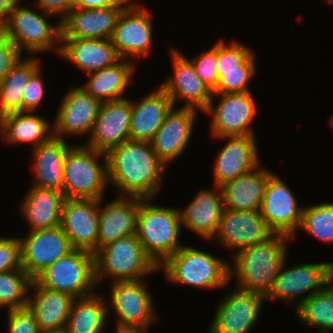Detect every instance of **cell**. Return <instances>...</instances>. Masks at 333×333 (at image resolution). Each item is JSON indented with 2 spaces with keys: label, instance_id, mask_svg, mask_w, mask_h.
Here are the masks:
<instances>
[{
  "label": "cell",
  "instance_id": "1",
  "mask_svg": "<svg viewBox=\"0 0 333 333\" xmlns=\"http://www.w3.org/2000/svg\"><path fill=\"white\" fill-rule=\"evenodd\" d=\"M109 184L120 196L153 198L161 188L168 166L154 153L148 141L127 140L107 153Z\"/></svg>",
  "mask_w": 333,
  "mask_h": 333
},
{
  "label": "cell",
  "instance_id": "2",
  "mask_svg": "<svg viewBox=\"0 0 333 333\" xmlns=\"http://www.w3.org/2000/svg\"><path fill=\"white\" fill-rule=\"evenodd\" d=\"M291 239L290 236L273 233L266 240L234 253V266L230 264L229 267L230 280L235 275L239 280L237 287L266 297L286 259L287 243Z\"/></svg>",
  "mask_w": 333,
  "mask_h": 333
},
{
  "label": "cell",
  "instance_id": "3",
  "mask_svg": "<svg viewBox=\"0 0 333 333\" xmlns=\"http://www.w3.org/2000/svg\"><path fill=\"white\" fill-rule=\"evenodd\" d=\"M143 199L137 214L136 235L145 252L160 266L184 244L179 243L180 208L152 205Z\"/></svg>",
  "mask_w": 333,
  "mask_h": 333
},
{
  "label": "cell",
  "instance_id": "4",
  "mask_svg": "<svg viewBox=\"0 0 333 333\" xmlns=\"http://www.w3.org/2000/svg\"><path fill=\"white\" fill-rule=\"evenodd\" d=\"M229 267V262L211 253L183 245L159 266V271L165 272L168 282L212 290L231 282Z\"/></svg>",
  "mask_w": 333,
  "mask_h": 333
},
{
  "label": "cell",
  "instance_id": "5",
  "mask_svg": "<svg viewBox=\"0 0 333 333\" xmlns=\"http://www.w3.org/2000/svg\"><path fill=\"white\" fill-rule=\"evenodd\" d=\"M63 177L65 198L103 199L109 185L106 153L73 145L65 156Z\"/></svg>",
  "mask_w": 333,
  "mask_h": 333
},
{
  "label": "cell",
  "instance_id": "6",
  "mask_svg": "<svg viewBox=\"0 0 333 333\" xmlns=\"http://www.w3.org/2000/svg\"><path fill=\"white\" fill-rule=\"evenodd\" d=\"M96 282L113 277L112 282L143 279L159 266L145 252L136 234L106 244L94 253Z\"/></svg>",
  "mask_w": 333,
  "mask_h": 333
},
{
  "label": "cell",
  "instance_id": "7",
  "mask_svg": "<svg viewBox=\"0 0 333 333\" xmlns=\"http://www.w3.org/2000/svg\"><path fill=\"white\" fill-rule=\"evenodd\" d=\"M39 286L65 292L75 298L94 294L97 287L95 257L90 251L73 249L33 279Z\"/></svg>",
  "mask_w": 333,
  "mask_h": 333
},
{
  "label": "cell",
  "instance_id": "8",
  "mask_svg": "<svg viewBox=\"0 0 333 333\" xmlns=\"http://www.w3.org/2000/svg\"><path fill=\"white\" fill-rule=\"evenodd\" d=\"M21 1L18 0L14 4L7 21L2 26L7 35L20 51L26 49L29 54L30 52L35 54L54 50L59 54L61 23L58 22L56 26L49 24L46 18L52 15L44 12L41 15L31 8L21 7Z\"/></svg>",
  "mask_w": 333,
  "mask_h": 333
},
{
  "label": "cell",
  "instance_id": "9",
  "mask_svg": "<svg viewBox=\"0 0 333 333\" xmlns=\"http://www.w3.org/2000/svg\"><path fill=\"white\" fill-rule=\"evenodd\" d=\"M144 280L112 282L107 308L108 317L110 310H114L118 317L116 327L148 329L152 322H157L152 295Z\"/></svg>",
  "mask_w": 333,
  "mask_h": 333
},
{
  "label": "cell",
  "instance_id": "10",
  "mask_svg": "<svg viewBox=\"0 0 333 333\" xmlns=\"http://www.w3.org/2000/svg\"><path fill=\"white\" fill-rule=\"evenodd\" d=\"M286 259L282 263L266 300H285L296 308L308 297L322 290L333 279V262L301 263L285 268ZM302 294H307L303 298ZM297 304V305H296Z\"/></svg>",
  "mask_w": 333,
  "mask_h": 333
},
{
  "label": "cell",
  "instance_id": "11",
  "mask_svg": "<svg viewBox=\"0 0 333 333\" xmlns=\"http://www.w3.org/2000/svg\"><path fill=\"white\" fill-rule=\"evenodd\" d=\"M215 96L220 97L216 107L213 104ZM256 108L251 91L213 93L209 106L204 111L211 117L210 133L214 138L255 135L250 124L258 114Z\"/></svg>",
  "mask_w": 333,
  "mask_h": 333
},
{
  "label": "cell",
  "instance_id": "12",
  "mask_svg": "<svg viewBox=\"0 0 333 333\" xmlns=\"http://www.w3.org/2000/svg\"><path fill=\"white\" fill-rule=\"evenodd\" d=\"M142 6L131 1L118 17L111 42L120 58H139L147 55L152 48V16Z\"/></svg>",
  "mask_w": 333,
  "mask_h": 333
},
{
  "label": "cell",
  "instance_id": "13",
  "mask_svg": "<svg viewBox=\"0 0 333 333\" xmlns=\"http://www.w3.org/2000/svg\"><path fill=\"white\" fill-rule=\"evenodd\" d=\"M265 297L237 287L217 305L208 333H248L254 327Z\"/></svg>",
  "mask_w": 333,
  "mask_h": 333
},
{
  "label": "cell",
  "instance_id": "14",
  "mask_svg": "<svg viewBox=\"0 0 333 333\" xmlns=\"http://www.w3.org/2000/svg\"><path fill=\"white\" fill-rule=\"evenodd\" d=\"M303 207L298 205L295 195L275 174L266 184L260 213L273 233L293 238L299 229Z\"/></svg>",
  "mask_w": 333,
  "mask_h": 333
},
{
  "label": "cell",
  "instance_id": "15",
  "mask_svg": "<svg viewBox=\"0 0 333 333\" xmlns=\"http://www.w3.org/2000/svg\"><path fill=\"white\" fill-rule=\"evenodd\" d=\"M21 242V266L34 279L74 248L60 226L29 231Z\"/></svg>",
  "mask_w": 333,
  "mask_h": 333
},
{
  "label": "cell",
  "instance_id": "16",
  "mask_svg": "<svg viewBox=\"0 0 333 333\" xmlns=\"http://www.w3.org/2000/svg\"><path fill=\"white\" fill-rule=\"evenodd\" d=\"M101 102L82 87L74 86L62 98L55 117L53 136L65 140L64 136L91 134L98 116Z\"/></svg>",
  "mask_w": 333,
  "mask_h": 333
},
{
  "label": "cell",
  "instance_id": "17",
  "mask_svg": "<svg viewBox=\"0 0 333 333\" xmlns=\"http://www.w3.org/2000/svg\"><path fill=\"white\" fill-rule=\"evenodd\" d=\"M99 225V200L65 198L60 217V227L74 249L97 251Z\"/></svg>",
  "mask_w": 333,
  "mask_h": 333
},
{
  "label": "cell",
  "instance_id": "18",
  "mask_svg": "<svg viewBox=\"0 0 333 333\" xmlns=\"http://www.w3.org/2000/svg\"><path fill=\"white\" fill-rule=\"evenodd\" d=\"M272 234L260 210L238 211L224 208L213 239L219 241L226 249H235L237 253L266 240Z\"/></svg>",
  "mask_w": 333,
  "mask_h": 333
},
{
  "label": "cell",
  "instance_id": "19",
  "mask_svg": "<svg viewBox=\"0 0 333 333\" xmlns=\"http://www.w3.org/2000/svg\"><path fill=\"white\" fill-rule=\"evenodd\" d=\"M170 52L173 75L160 87L170 97L174 107L179 99H184L186 103L182 107L199 109L204 112L209 106L213 92L196 74L192 62L183 53L176 49H172Z\"/></svg>",
  "mask_w": 333,
  "mask_h": 333
},
{
  "label": "cell",
  "instance_id": "20",
  "mask_svg": "<svg viewBox=\"0 0 333 333\" xmlns=\"http://www.w3.org/2000/svg\"><path fill=\"white\" fill-rule=\"evenodd\" d=\"M131 101L123 98L102 102L92 133L84 144L107 153L111 148L130 140Z\"/></svg>",
  "mask_w": 333,
  "mask_h": 333
},
{
  "label": "cell",
  "instance_id": "21",
  "mask_svg": "<svg viewBox=\"0 0 333 333\" xmlns=\"http://www.w3.org/2000/svg\"><path fill=\"white\" fill-rule=\"evenodd\" d=\"M197 109L173 107L150 141L157 158L168 165L180 157L190 144Z\"/></svg>",
  "mask_w": 333,
  "mask_h": 333
},
{
  "label": "cell",
  "instance_id": "22",
  "mask_svg": "<svg viewBox=\"0 0 333 333\" xmlns=\"http://www.w3.org/2000/svg\"><path fill=\"white\" fill-rule=\"evenodd\" d=\"M126 6L81 9L73 7L61 22V39H111Z\"/></svg>",
  "mask_w": 333,
  "mask_h": 333
},
{
  "label": "cell",
  "instance_id": "23",
  "mask_svg": "<svg viewBox=\"0 0 333 333\" xmlns=\"http://www.w3.org/2000/svg\"><path fill=\"white\" fill-rule=\"evenodd\" d=\"M230 139L218 152L214 164V186H221L225 182L254 169L259 165L258 147L255 135L226 136L216 139Z\"/></svg>",
  "mask_w": 333,
  "mask_h": 333
},
{
  "label": "cell",
  "instance_id": "24",
  "mask_svg": "<svg viewBox=\"0 0 333 333\" xmlns=\"http://www.w3.org/2000/svg\"><path fill=\"white\" fill-rule=\"evenodd\" d=\"M144 198L119 196L102 209L99 200L97 250L120 238L136 234L139 205Z\"/></svg>",
  "mask_w": 333,
  "mask_h": 333
},
{
  "label": "cell",
  "instance_id": "25",
  "mask_svg": "<svg viewBox=\"0 0 333 333\" xmlns=\"http://www.w3.org/2000/svg\"><path fill=\"white\" fill-rule=\"evenodd\" d=\"M27 307L34 315L43 333H63L75 297L39 286L34 280L31 284Z\"/></svg>",
  "mask_w": 333,
  "mask_h": 333
},
{
  "label": "cell",
  "instance_id": "26",
  "mask_svg": "<svg viewBox=\"0 0 333 333\" xmlns=\"http://www.w3.org/2000/svg\"><path fill=\"white\" fill-rule=\"evenodd\" d=\"M273 174L264 166L254 169L225 182L220 186L225 209L238 211H258L261 208L264 190Z\"/></svg>",
  "mask_w": 333,
  "mask_h": 333
},
{
  "label": "cell",
  "instance_id": "27",
  "mask_svg": "<svg viewBox=\"0 0 333 333\" xmlns=\"http://www.w3.org/2000/svg\"><path fill=\"white\" fill-rule=\"evenodd\" d=\"M214 187L201 189L186 208L180 209L181 226L206 240H213L224 210L221 188Z\"/></svg>",
  "mask_w": 333,
  "mask_h": 333
},
{
  "label": "cell",
  "instance_id": "28",
  "mask_svg": "<svg viewBox=\"0 0 333 333\" xmlns=\"http://www.w3.org/2000/svg\"><path fill=\"white\" fill-rule=\"evenodd\" d=\"M173 107L160 86L140 102L131 101L130 140L150 142Z\"/></svg>",
  "mask_w": 333,
  "mask_h": 333
},
{
  "label": "cell",
  "instance_id": "29",
  "mask_svg": "<svg viewBox=\"0 0 333 333\" xmlns=\"http://www.w3.org/2000/svg\"><path fill=\"white\" fill-rule=\"evenodd\" d=\"M66 139L52 136L48 141L33 148L34 185L38 188L63 192L64 161L72 147Z\"/></svg>",
  "mask_w": 333,
  "mask_h": 333
},
{
  "label": "cell",
  "instance_id": "30",
  "mask_svg": "<svg viewBox=\"0 0 333 333\" xmlns=\"http://www.w3.org/2000/svg\"><path fill=\"white\" fill-rule=\"evenodd\" d=\"M59 55L85 74L111 66L120 59L111 39H61Z\"/></svg>",
  "mask_w": 333,
  "mask_h": 333
},
{
  "label": "cell",
  "instance_id": "31",
  "mask_svg": "<svg viewBox=\"0 0 333 333\" xmlns=\"http://www.w3.org/2000/svg\"><path fill=\"white\" fill-rule=\"evenodd\" d=\"M29 189L20 207L30 226L29 230L60 226L61 210L65 199L63 192L36 186Z\"/></svg>",
  "mask_w": 333,
  "mask_h": 333
},
{
  "label": "cell",
  "instance_id": "32",
  "mask_svg": "<svg viewBox=\"0 0 333 333\" xmlns=\"http://www.w3.org/2000/svg\"><path fill=\"white\" fill-rule=\"evenodd\" d=\"M0 135L13 144L30 143L33 149L53 136V126L35 112H12L0 117Z\"/></svg>",
  "mask_w": 333,
  "mask_h": 333
},
{
  "label": "cell",
  "instance_id": "33",
  "mask_svg": "<svg viewBox=\"0 0 333 333\" xmlns=\"http://www.w3.org/2000/svg\"><path fill=\"white\" fill-rule=\"evenodd\" d=\"M128 61L120 58L111 66L88 73L90 78L81 87L101 103L123 99L136 70L130 59Z\"/></svg>",
  "mask_w": 333,
  "mask_h": 333
},
{
  "label": "cell",
  "instance_id": "34",
  "mask_svg": "<svg viewBox=\"0 0 333 333\" xmlns=\"http://www.w3.org/2000/svg\"><path fill=\"white\" fill-rule=\"evenodd\" d=\"M107 303L96 292L75 298L63 333H102L108 320Z\"/></svg>",
  "mask_w": 333,
  "mask_h": 333
},
{
  "label": "cell",
  "instance_id": "35",
  "mask_svg": "<svg viewBox=\"0 0 333 333\" xmlns=\"http://www.w3.org/2000/svg\"><path fill=\"white\" fill-rule=\"evenodd\" d=\"M34 56L21 59L0 81V117L23 111V91L30 76L41 66Z\"/></svg>",
  "mask_w": 333,
  "mask_h": 333
},
{
  "label": "cell",
  "instance_id": "36",
  "mask_svg": "<svg viewBox=\"0 0 333 333\" xmlns=\"http://www.w3.org/2000/svg\"><path fill=\"white\" fill-rule=\"evenodd\" d=\"M295 309L304 325L319 328V333H330L333 330V279Z\"/></svg>",
  "mask_w": 333,
  "mask_h": 333
},
{
  "label": "cell",
  "instance_id": "37",
  "mask_svg": "<svg viewBox=\"0 0 333 333\" xmlns=\"http://www.w3.org/2000/svg\"><path fill=\"white\" fill-rule=\"evenodd\" d=\"M33 279L23 268L0 272V308L8 310L27 307Z\"/></svg>",
  "mask_w": 333,
  "mask_h": 333
},
{
  "label": "cell",
  "instance_id": "38",
  "mask_svg": "<svg viewBox=\"0 0 333 333\" xmlns=\"http://www.w3.org/2000/svg\"><path fill=\"white\" fill-rule=\"evenodd\" d=\"M319 241L333 243V202L303 207L299 229Z\"/></svg>",
  "mask_w": 333,
  "mask_h": 333
},
{
  "label": "cell",
  "instance_id": "39",
  "mask_svg": "<svg viewBox=\"0 0 333 333\" xmlns=\"http://www.w3.org/2000/svg\"><path fill=\"white\" fill-rule=\"evenodd\" d=\"M253 53L242 65L241 70L217 71L218 83L213 93L225 94L250 91L248 86L256 71Z\"/></svg>",
  "mask_w": 333,
  "mask_h": 333
},
{
  "label": "cell",
  "instance_id": "40",
  "mask_svg": "<svg viewBox=\"0 0 333 333\" xmlns=\"http://www.w3.org/2000/svg\"><path fill=\"white\" fill-rule=\"evenodd\" d=\"M251 49L240 42L228 45L223 40L217 42V71L241 70V65L253 54Z\"/></svg>",
  "mask_w": 333,
  "mask_h": 333
},
{
  "label": "cell",
  "instance_id": "41",
  "mask_svg": "<svg viewBox=\"0 0 333 333\" xmlns=\"http://www.w3.org/2000/svg\"><path fill=\"white\" fill-rule=\"evenodd\" d=\"M195 68L196 74L204 84L214 92L218 83L217 73V43L207 51L201 52L190 60Z\"/></svg>",
  "mask_w": 333,
  "mask_h": 333
},
{
  "label": "cell",
  "instance_id": "42",
  "mask_svg": "<svg viewBox=\"0 0 333 333\" xmlns=\"http://www.w3.org/2000/svg\"><path fill=\"white\" fill-rule=\"evenodd\" d=\"M21 268L20 238L0 237V272Z\"/></svg>",
  "mask_w": 333,
  "mask_h": 333
},
{
  "label": "cell",
  "instance_id": "43",
  "mask_svg": "<svg viewBox=\"0 0 333 333\" xmlns=\"http://www.w3.org/2000/svg\"><path fill=\"white\" fill-rule=\"evenodd\" d=\"M39 67L29 78L23 91V111H36L45 95V83Z\"/></svg>",
  "mask_w": 333,
  "mask_h": 333
},
{
  "label": "cell",
  "instance_id": "44",
  "mask_svg": "<svg viewBox=\"0 0 333 333\" xmlns=\"http://www.w3.org/2000/svg\"><path fill=\"white\" fill-rule=\"evenodd\" d=\"M7 333H43L28 307L8 310Z\"/></svg>",
  "mask_w": 333,
  "mask_h": 333
},
{
  "label": "cell",
  "instance_id": "45",
  "mask_svg": "<svg viewBox=\"0 0 333 333\" xmlns=\"http://www.w3.org/2000/svg\"><path fill=\"white\" fill-rule=\"evenodd\" d=\"M22 52L16 47L5 29L0 26V81L22 59Z\"/></svg>",
  "mask_w": 333,
  "mask_h": 333
},
{
  "label": "cell",
  "instance_id": "46",
  "mask_svg": "<svg viewBox=\"0 0 333 333\" xmlns=\"http://www.w3.org/2000/svg\"><path fill=\"white\" fill-rule=\"evenodd\" d=\"M36 2V7L42 9V12L52 16L60 14L59 16L62 18L60 23L74 7V0H36Z\"/></svg>",
  "mask_w": 333,
  "mask_h": 333
},
{
  "label": "cell",
  "instance_id": "47",
  "mask_svg": "<svg viewBox=\"0 0 333 333\" xmlns=\"http://www.w3.org/2000/svg\"><path fill=\"white\" fill-rule=\"evenodd\" d=\"M132 0H74V7L81 9L127 6Z\"/></svg>",
  "mask_w": 333,
  "mask_h": 333
},
{
  "label": "cell",
  "instance_id": "48",
  "mask_svg": "<svg viewBox=\"0 0 333 333\" xmlns=\"http://www.w3.org/2000/svg\"><path fill=\"white\" fill-rule=\"evenodd\" d=\"M18 0H0V26H3L7 21L9 13Z\"/></svg>",
  "mask_w": 333,
  "mask_h": 333
},
{
  "label": "cell",
  "instance_id": "49",
  "mask_svg": "<svg viewBox=\"0 0 333 333\" xmlns=\"http://www.w3.org/2000/svg\"><path fill=\"white\" fill-rule=\"evenodd\" d=\"M146 328H116V333H146Z\"/></svg>",
  "mask_w": 333,
  "mask_h": 333
},
{
  "label": "cell",
  "instance_id": "50",
  "mask_svg": "<svg viewBox=\"0 0 333 333\" xmlns=\"http://www.w3.org/2000/svg\"><path fill=\"white\" fill-rule=\"evenodd\" d=\"M330 124H331V127H332V129H333V116H332V118L330 119Z\"/></svg>",
  "mask_w": 333,
  "mask_h": 333
},
{
  "label": "cell",
  "instance_id": "51",
  "mask_svg": "<svg viewBox=\"0 0 333 333\" xmlns=\"http://www.w3.org/2000/svg\"><path fill=\"white\" fill-rule=\"evenodd\" d=\"M327 2H330L331 4H333V0H326Z\"/></svg>",
  "mask_w": 333,
  "mask_h": 333
}]
</instances>
